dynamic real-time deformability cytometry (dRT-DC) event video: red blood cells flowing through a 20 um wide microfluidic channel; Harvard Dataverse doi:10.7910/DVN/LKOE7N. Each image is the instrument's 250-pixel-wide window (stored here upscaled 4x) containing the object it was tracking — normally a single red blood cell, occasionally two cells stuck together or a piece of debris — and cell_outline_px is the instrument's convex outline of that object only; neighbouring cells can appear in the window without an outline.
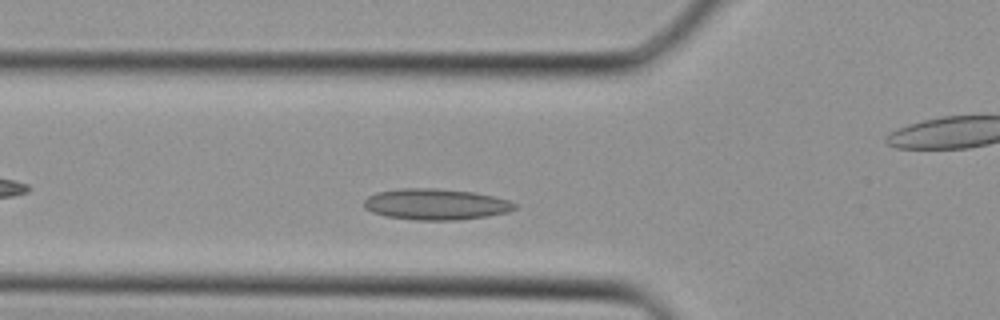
{"species": "Egyptian fruit bat (a non-hibernating species)", "species_latin": "Rousettus aegyptiacus", "temperature_condition": "cold", "stored_images_in_passage": 30, "camera_frame_rate_fps": 3000, "um_per_image_px": 0.085, "animal": {"sex": "female"}, "frame": {"image": 1, "passage_image": 5, "time_ms": 1.333, "image_size_px": [1000, 320], "cell_outline_px": [[516, 208], [508, 212], [488, 216], [456, 220], [412, 220], [388, 216], [372, 212], [364, 208], [364, 200], [368, 196], [376, 192], [400, 188], [436, 188], [476, 192], [508, 200], [516, 204]], "centroid_in_image_um": [37.03, 17.36], "position_along_channel_um": 88.8, "area_um2": 27.4}}
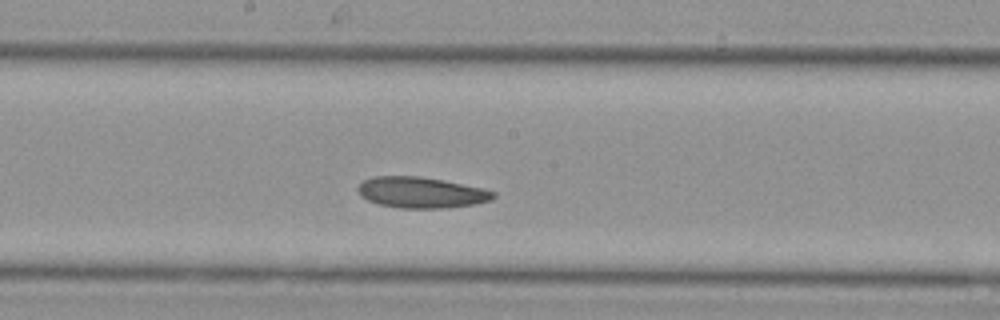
{"frame": {"image": 2, "passage_image": 12, "time_ms": 3.667, "image_size_px": [1000, 320], "cell_outline_px": [[496, 196], [492, 200], [472, 204], [440, 208], [400, 208], [380, 204], [368, 200], [360, 196], [356, 188], [364, 180], [372, 176], [420, 176], [444, 180], [484, 188], [496, 192]], "centroid_in_image_um": [35.8, 16.35], "position_along_channel_um": 212.4, "area_um2": 24.45}}
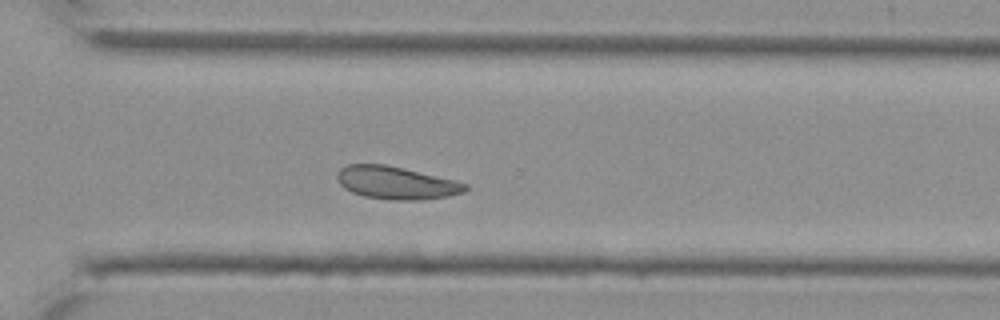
{"frame": {"image": 3, "passage_image": 19, "time_ms": 6.0, "image_size_px": [1000, 320], "cell_outline_px": [[468, 188], [464, 192], [448, 196], [420, 200], [392, 200], [364, 196], [352, 192], [344, 188], [336, 180], [336, 176], [340, 168], [348, 164], [384, 164], [404, 168], [456, 180], [468, 184]], "centroid_in_image_um": [33.67, 15.53], "position_along_channel_um": 336.9, "area_um2": 24.57}}